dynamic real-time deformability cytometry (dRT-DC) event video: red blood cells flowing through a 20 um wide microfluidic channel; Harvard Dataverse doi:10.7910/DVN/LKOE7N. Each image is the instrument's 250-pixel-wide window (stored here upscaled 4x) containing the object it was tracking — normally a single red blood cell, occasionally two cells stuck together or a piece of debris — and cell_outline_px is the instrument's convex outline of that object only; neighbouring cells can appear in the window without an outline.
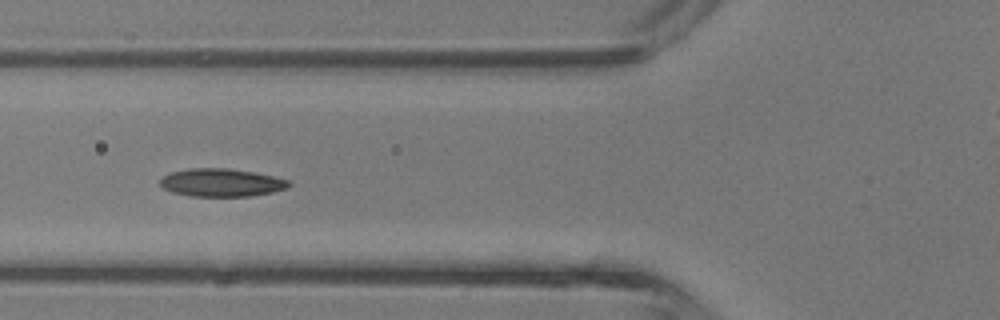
{"species": "common noctule bat (a hibernating species)", "species_latin": "Nyctalus noctula", "temperature_condition": "room temperature", "stored_images_in_passage": 4, "camera_frame_rate_fps": 3000, "um_per_image_px": 0.085, "animal": {"sex": "male", "body_mass_g": 13.3}, "frame": {"image": 1, "passage_image": 4, "time_ms": 1.0, "image_size_px": [1000, 320], "cell_outline_px": [[292, 184], [288, 188], [272, 192], [252, 196], [192, 196], [172, 192], [164, 188], [160, 184], [160, 180], [164, 176], [172, 172], [188, 168], [228, 168], [256, 172], [276, 176], [288, 180]], "centroid_in_image_um": [18.87, 15.51], "position_along_channel_um": 106.9, "area_um2": 21.1}}